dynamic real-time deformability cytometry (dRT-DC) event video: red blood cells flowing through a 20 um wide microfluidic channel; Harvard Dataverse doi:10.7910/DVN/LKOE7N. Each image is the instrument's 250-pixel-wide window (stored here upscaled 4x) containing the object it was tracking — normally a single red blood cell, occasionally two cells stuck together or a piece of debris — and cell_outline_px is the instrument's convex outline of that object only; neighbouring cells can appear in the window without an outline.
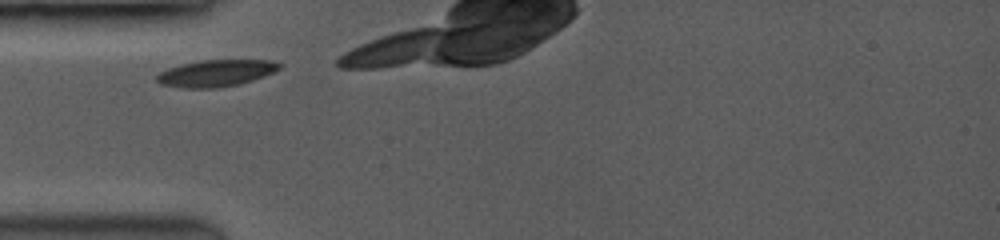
{"species": "common noctule bat (a hibernating species)", "species_latin": "Nyctalus noctula", "temperature_condition": "room temperature", "stored_images_in_passage": 3, "camera_frame_rate_fps": 3500, "um_per_image_px": 0.085, "animal": {"sex": "female", "body_mass_g": 19.0, "forearm_length_mm": 53.3}, "frame": {"image": 1, "passage_image": 1, "time_ms": 0.0, "image_size_px": [1000, 240], "cell_outline_px": [[284, 64], [280, 68], [264, 76], [252, 80], [236, 84], [212, 88], [184, 88], [160, 84], [156, 80], [156, 76], [160, 72], [168, 68], [180, 64], [196, 60], [272, 60]], "centroid_in_image_um": [18.34, 6.2], "position_along_channel_um": 66.7, "area_um2": 19.07}}